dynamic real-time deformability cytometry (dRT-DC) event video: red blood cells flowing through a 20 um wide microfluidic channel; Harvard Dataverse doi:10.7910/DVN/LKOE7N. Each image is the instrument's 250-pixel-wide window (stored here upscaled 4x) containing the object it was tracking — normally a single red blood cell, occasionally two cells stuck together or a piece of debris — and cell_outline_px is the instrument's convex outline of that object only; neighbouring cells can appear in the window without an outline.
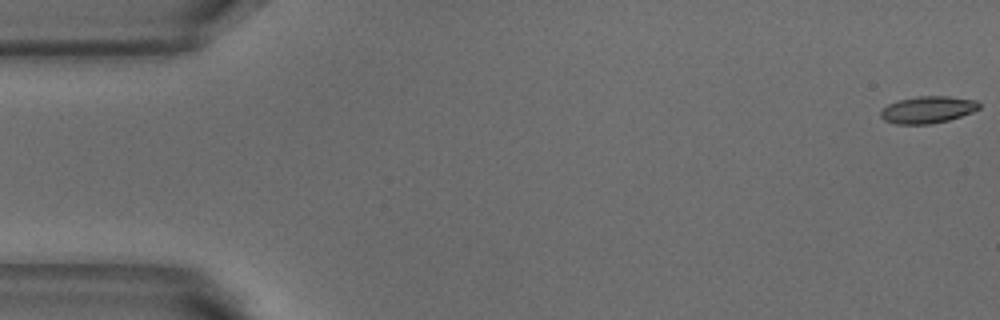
{"species": "common noctule bat (a hibernating species)", "species_latin": "Nyctalus noctula", "temperature_condition": "warm", "stored_images_in_passage": 6, "camera_frame_rate_fps": 3000, "um_per_image_px": 0.085, "animal": {"sex": "male", "body_mass_g": 18.8}, "frame": {"image": 1, "passage_image": 1, "time_ms": 0.0, "image_size_px": [1000, 320], "cell_outline_px": [[980, 108], [972, 112], [948, 120], [932, 124], [896, 124], [884, 120], [880, 116], [880, 112], [888, 104], [896, 100], [920, 96], [948, 96], [976, 100], [980, 104]], "centroid_in_image_um": [78.84, 9.32], "position_along_channel_um": 6.2, "area_um2": 15.49}}
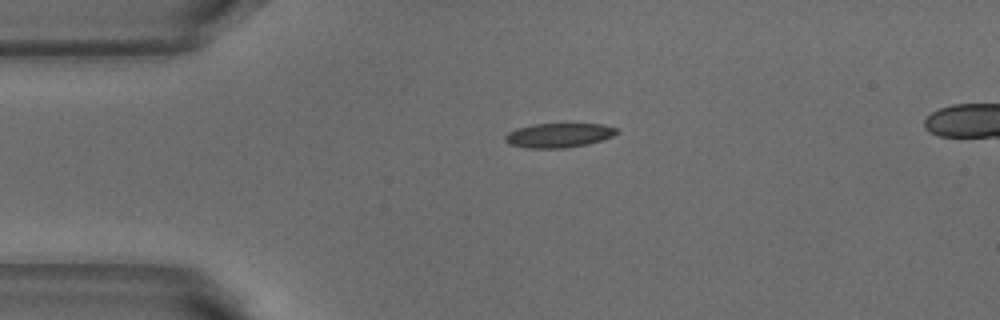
{"frame": {"image": 2, "passage_image": 4, "time_ms": 1.0, "image_size_px": [1000, 320], "cell_outline_px": [[620, 132], [612, 136], [588, 144], [564, 148], [524, 148], [508, 144], [504, 140], [504, 136], [508, 132], [516, 128], [532, 124], [600, 124], [616, 128]], "centroid_in_image_um": [47.44, 11.5], "position_along_channel_um": 37.6, "area_um2": 15.9}}